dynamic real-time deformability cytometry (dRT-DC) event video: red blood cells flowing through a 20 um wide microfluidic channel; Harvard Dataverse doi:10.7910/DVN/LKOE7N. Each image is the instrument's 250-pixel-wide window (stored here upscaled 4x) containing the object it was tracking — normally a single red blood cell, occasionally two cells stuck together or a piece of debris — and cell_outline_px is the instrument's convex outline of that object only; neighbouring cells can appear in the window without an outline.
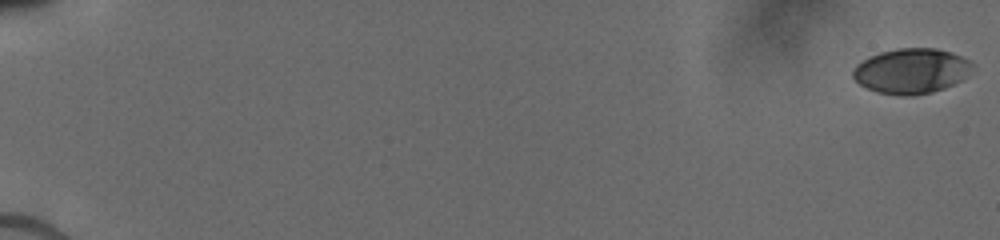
{"species": "human", "species_latin": "Homo sapiens", "temperature_condition": "cold", "stored_images_in_passage": 55, "camera_frame_rate_fps": 3000, "um_per_image_px": 0.085, "donor": {"sex": "male"}, "frame": {"image": 1, "passage_image": 1, "time_ms": 0.0, "image_size_px": [1000, 240], "cell_outline_px": [[972, 64], [964, 76], [960, 80], [944, 88], [932, 92], [912, 96], [900, 96], [876, 92], [860, 84], [852, 76], [852, 72], [856, 64], [880, 52], [896, 48], [936, 48], [952, 52], [968, 60]], "centroid_in_image_um": [77.42, 6.03], "position_along_channel_um": 7.6, "area_um2": 31.1}}
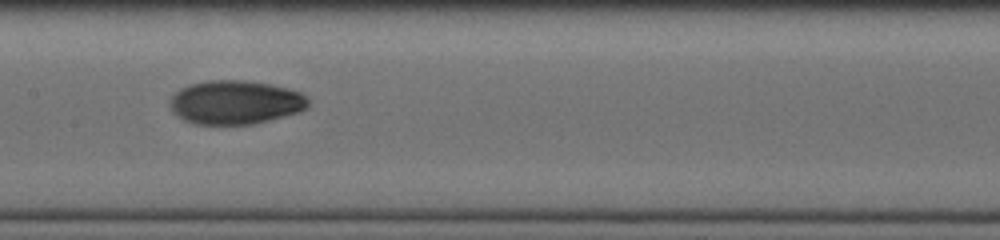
{"frame": {"image": 2, "passage_image": 28, "time_ms": 9.667, "image_size_px": [1000, 240], "cell_outline_px": [[312, 100], [308, 108], [300, 112], [252, 124], [196, 124], [184, 120], [172, 112], [168, 104], [172, 96], [180, 88], [188, 84], [208, 80], [244, 80], [272, 84], [300, 92], [308, 96]], "centroid_in_image_um": [20.03, 8.69], "position_along_channel_um": 187.4, "area_um2": 35.72}}
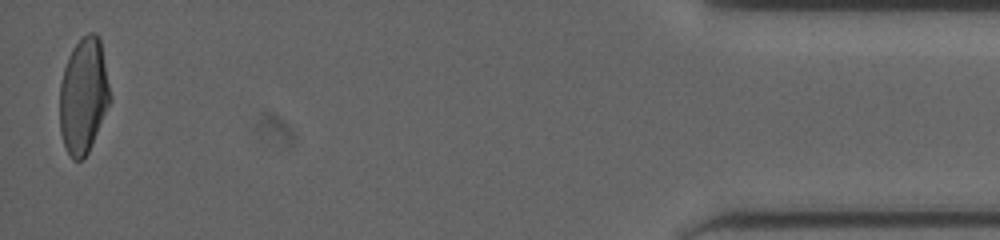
{"frame": {"image": 3, "passage_image": 55, "time_ms": 17.333, "image_size_px": [1000, 240], "cell_outline_px": [[112, 100], [88, 152], [80, 160], [72, 160], [64, 144], [60, 132], [60, 84], [64, 68], [68, 56], [72, 48], [88, 32], [96, 32], [100, 40]], "centroid_in_image_um": [7.1, 8.14], "position_along_channel_um": 428.1, "area_um2": 33.81}}